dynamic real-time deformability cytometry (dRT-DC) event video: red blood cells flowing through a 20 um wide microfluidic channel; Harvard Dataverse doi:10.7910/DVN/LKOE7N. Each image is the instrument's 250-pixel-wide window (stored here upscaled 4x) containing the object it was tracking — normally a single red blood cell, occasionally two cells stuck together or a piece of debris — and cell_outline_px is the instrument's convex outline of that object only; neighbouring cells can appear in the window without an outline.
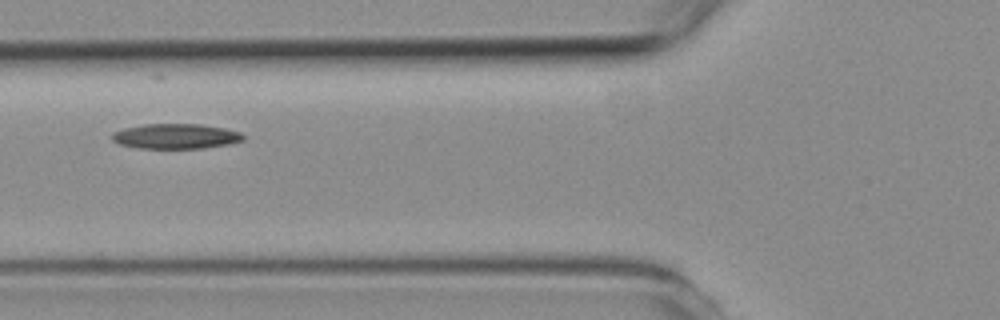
{"species": "common noctule bat (a hibernating species)", "species_latin": "Nyctalus noctula", "temperature_condition": "room temperature", "stored_images_in_passage": 3, "camera_frame_rate_fps": 3000, "um_per_image_px": 0.085, "animal": {"sex": "female", "body_mass_g": 19.3, "forearm_length_mm": 54.1}, "frame": {"image": 1, "passage_image": 2, "time_ms": 1.333, "image_size_px": [1000, 320], "cell_outline_px": [[244, 140], [228, 144], [200, 148], [140, 148], [120, 144], [112, 140], [112, 132], [124, 128], [144, 124], [200, 124], [224, 128], [240, 132], [244, 136]], "centroid_in_image_um": [14.93, 11.57], "position_along_channel_um": 110.9, "area_um2": 19.02}}
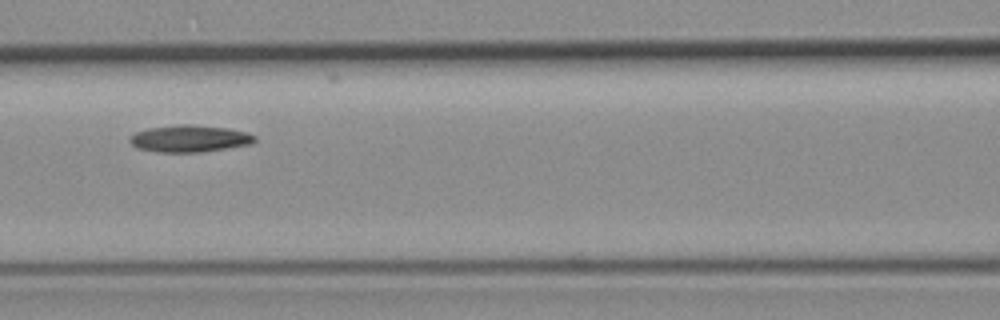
{"frame": {"image": 2, "passage_image": 3, "time_ms": 2.333, "image_size_px": [1000, 320], "cell_outline_px": [[256, 140], [252, 144], [200, 152], [160, 152], [140, 148], [132, 144], [128, 140], [136, 132], [148, 128], [180, 124], [192, 124], [228, 128], [248, 132], [256, 136]], "centroid_in_image_um": [16.16, 11.77], "position_along_channel_um": 150.4, "area_um2": 19.54}}